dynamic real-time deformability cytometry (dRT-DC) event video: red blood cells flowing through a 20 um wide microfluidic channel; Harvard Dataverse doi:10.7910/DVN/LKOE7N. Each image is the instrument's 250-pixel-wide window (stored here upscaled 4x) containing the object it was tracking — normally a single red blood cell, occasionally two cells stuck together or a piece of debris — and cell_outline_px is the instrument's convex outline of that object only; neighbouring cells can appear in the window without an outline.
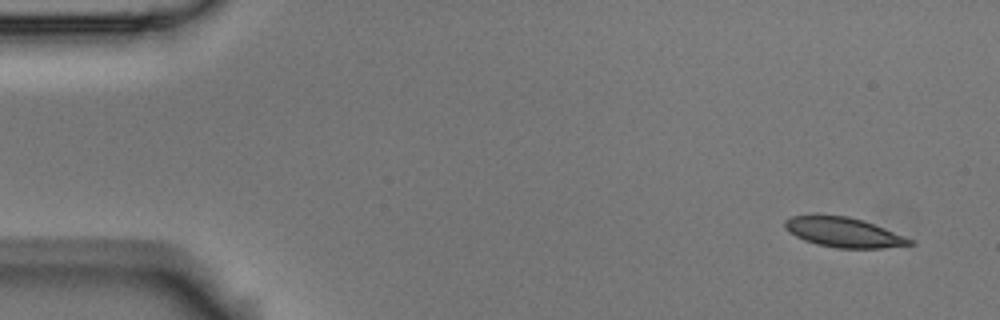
{"species": "Egyptian fruit bat (a non-hibernating species)", "species_latin": "Rousettus aegyptiacus", "temperature_condition": "room temperature", "stored_images_in_passage": 8, "camera_frame_rate_fps": 3000, "um_per_image_px": 0.085, "animal": {"sex": "male"}, "frame": {"image": 1, "passage_image": 1, "time_ms": 0.0, "image_size_px": [1000, 320], "cell_outline_px": [[916, 244], [880, 248], [836, 248], [816, 244], [804, 240], [788, 232], [784, 228], [784, 220], [792, 216], [816, 212], [848, 216], [864, 220], [884, 228], [912, 240]], "centroid_in_image_um": [71.61, 19.7], "position_along_channel_um": 13.4, "area_um2": 22.2}}
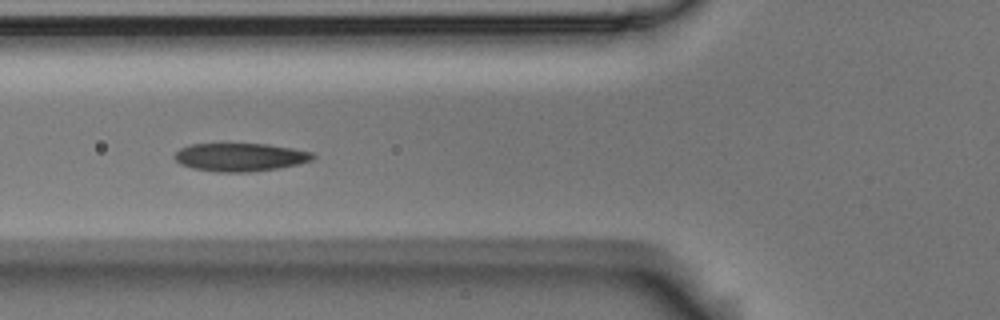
{"frame": {"image": 2, "passage_image": 6, "time_ms": 1.667, "image_size_px": [1000, 320], "cell_outline_px": [[316, 156], [312, 160], [300, 164], [276, 168], [248, 172], [216, 172], [192, 168], [180, 164], [172, 156], [180, 148], [188, 144], [268, 144], [292, 148], [312, 152]], "centroid_in_image_um": [20.4, 13.35], "position_along_channel_um": 105.4, "area_um2": 22.77}}
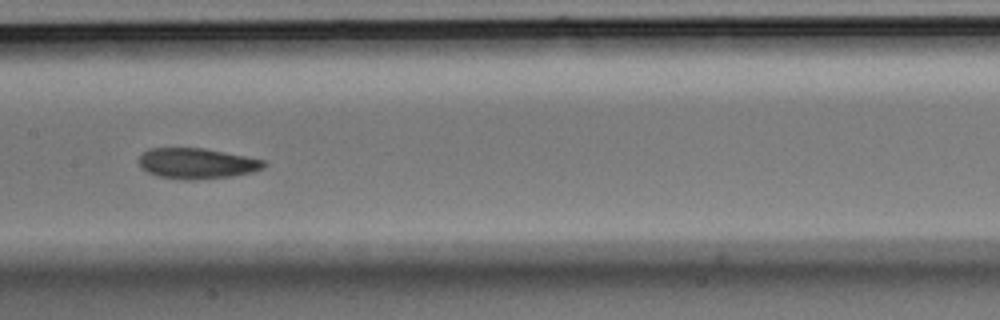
{"frame": {"image": 3, "passage_image": 8, "time_ms": 2.333, "image_size_px": [1000, 320], "cell_outline_px": [[268, 164], [264, 168], [252, 172], [232, 176], [192, 180], [188, 180], [156, 176], [140, 168], [140, 156], [148, 148], [204, 148], [264, 160]], "centroid_in_image_um": [16.73, 13.89], "position_along_channel_um": 190.7, "area_um2": 22.25}}